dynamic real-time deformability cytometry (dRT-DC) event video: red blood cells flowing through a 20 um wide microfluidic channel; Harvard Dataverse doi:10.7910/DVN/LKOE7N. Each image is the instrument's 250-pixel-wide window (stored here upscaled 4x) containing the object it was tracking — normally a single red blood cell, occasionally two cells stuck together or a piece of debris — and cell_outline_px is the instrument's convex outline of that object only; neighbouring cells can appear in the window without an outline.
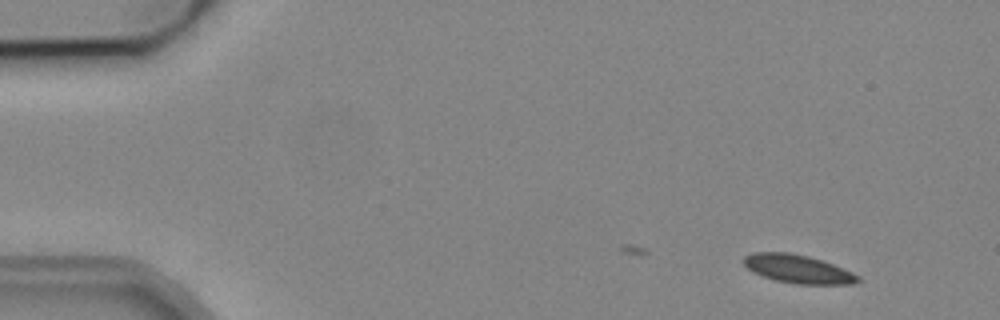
{"species": "common noctule bat (a hibernating species)", "species_latin": "Nyctalus noctula", "temperature_condition": "cold", "stored_images_in_passage": 49, "camera_frame_rate_fps": 3000, "um_per_image_px": 0.085, "animal": {"sex": "male", "body_mass_g": 19.2, "forearm_length_mm": 51.8}, "frame": {"image": 1, "passage_image": 4, "time_ms": 1.0, "image_size_px": [1000, 320], "cell_outline_px": [[860, 280], [852, 284], [796, 284], [776, 280], [752, 272], [744, 264], [744, 256], [752, 252], [788, 252], [808, 256], [832, 264], [852, 272], [860, 276]], "centroid_in_image_um": [67.81, 22.86], "position_along_channel_um": 17.2, "area_um2": 18.73}}
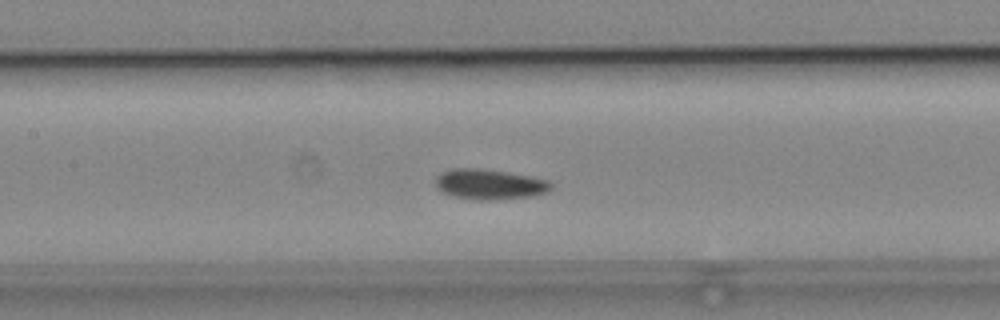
{"frame": {"image": 2, "passage_image": 24, "time_ms": 7.667, "image_size_px": [1000, 320], "cell_outline_px": [[552, 188], [544, 192], [528, 196], [488, 200], [472, 200], [456, 196], [444, 192], [436, 188], [436, 176], [440, 172], [452, 168], [480, 168], [532, 176], [548, 180], [552, 184]], "centroid_in_image_um": [41.57, 15.64], "position_along_channel_um": 165.8, "area_um2": 20.23}}
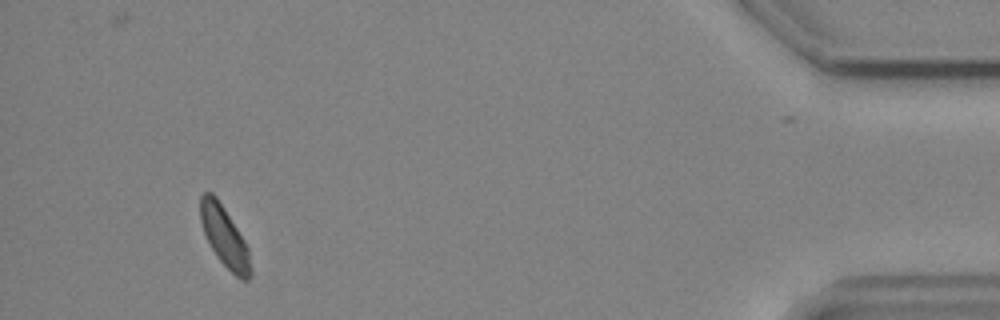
{"frame": {"image": 3, "passage_image": 49, "time_ms": 16.0, "image_size_px": [1000, 320], "cell_outline_px": [[252, 276], [248, 280], [244, 280], [236, 276], [216, 256], [204, 232], [200, 220], [200, 196], [204, 192], [212, 192], [216, 196], [224, 208], [244, 240], [248, 248], [252, 268]], "centroid_in_image_um": [19.09, 20.12], "position_along_channel_um": 416.1, "area_um2": 17.46}, "authors_computed_cell_mechanics": {"area_um2": 18.9006, "velocity_mm_per_s": 3.8461, "shape_relaxation_time_tau1_ms": 7.5244, "shape_relaxation_time_tau2_ms": null, "deformation_change_tau1": 0.0777, "deformation_change_tau2": null}}